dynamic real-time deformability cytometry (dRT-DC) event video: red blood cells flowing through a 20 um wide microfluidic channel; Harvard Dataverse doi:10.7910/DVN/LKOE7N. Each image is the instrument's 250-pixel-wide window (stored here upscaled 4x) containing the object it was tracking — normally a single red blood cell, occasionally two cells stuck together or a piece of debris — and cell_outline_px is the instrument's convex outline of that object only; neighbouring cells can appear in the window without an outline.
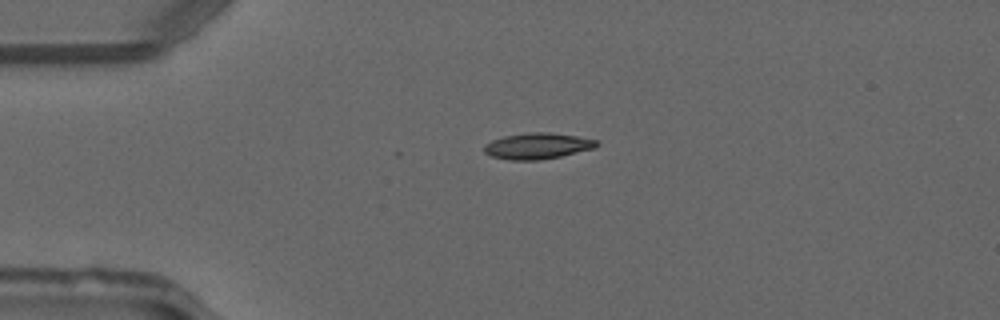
{"species": "common noctule bat (a hibernating species)", "species_latin": "Nyctalus noctula", "temperature_condition": "warm", "stored_images_in_passage": 47, "camera_frame_rate_fps": 3000, "um_per_image_px": 0.085, "animal": {"sex": "male", "forearm_length_mm": 52.5}, "frame": {"image": 1, "passage_image": 9, "time_ms": 2.667, "image_size_px": [1000, 320], "cell_outline_px": [[600, 144], [596, 148], [560, 156], [540, 160], [508, 160], [492, 156], [484, 152], [484, 144], [492, 140], [504, 136], [528, 132], [548, 132], [576, 136], [596, 140]], "centroid_in_image_um": [45.68, 12.41], "position_along_channel_um": 39.3, "area_um2": 17.11}}
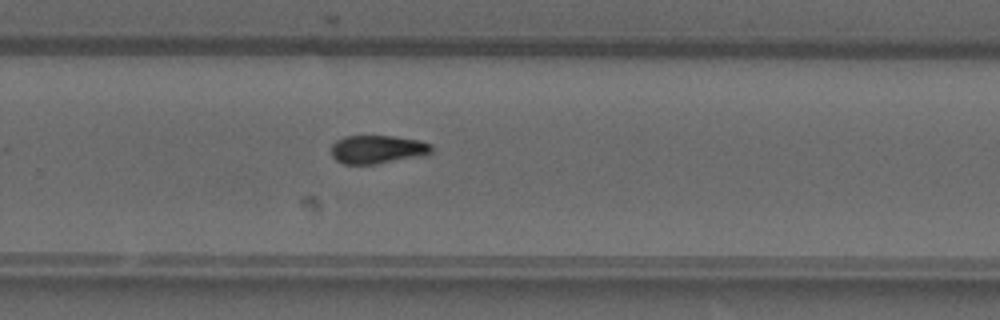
{"frame": {"image": 2, "passage_image": 30, "time_ms": 9.667, "image_size_px": [1000, 320], "cell_outline_px": [[432, 152], [372, 164], [344, 164], [336, 160], [332, 156], [332, 144], [336, 140], [344, 136], [392, 136], [420, 140], [432, 144]], "centroid_in_image_um": [32.02, 12.67], "position_along_channel_um": 297.8, "area_um2": 16.13}}
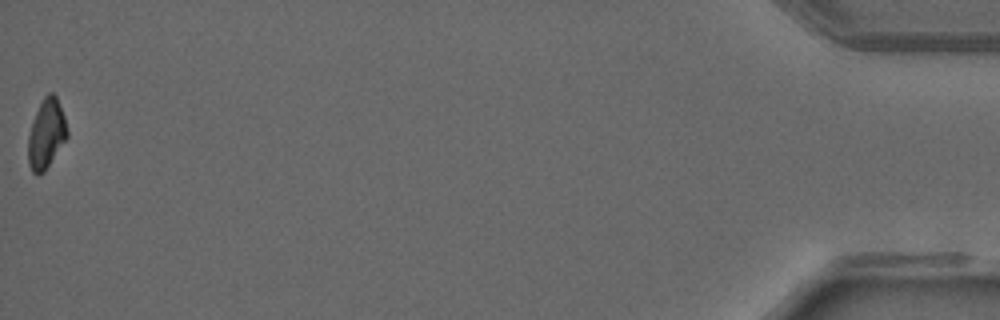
{"frame": {"image": 3, "passage_image": 47, "time_ms": 15.333, "image_size_px": [1000, 320], "cell_outline_px": [[68, 136], [44, 172], [36, 176], [32, 172], [28, 164], [28, 136], [36, 112], [44, 96], [48, 92], [52, 92], [56, 96], [64, 116], [68, 132]], "centroid_in_image_um": [3.93, 11.4], "position_along_channel_um": 431.3, "area_um2": 15.66}, "authors_computed_cell_mechanics": {"area_um2": 16.762, "velocity_mm_per_s": 4.1422, "shape_relaxation_time_tau1_ms": null, "shape_relaxation_time_tau2_ms": 9.6044, "deformation_change_tau1": null, "deformation_change_tau2": 0.1627}}